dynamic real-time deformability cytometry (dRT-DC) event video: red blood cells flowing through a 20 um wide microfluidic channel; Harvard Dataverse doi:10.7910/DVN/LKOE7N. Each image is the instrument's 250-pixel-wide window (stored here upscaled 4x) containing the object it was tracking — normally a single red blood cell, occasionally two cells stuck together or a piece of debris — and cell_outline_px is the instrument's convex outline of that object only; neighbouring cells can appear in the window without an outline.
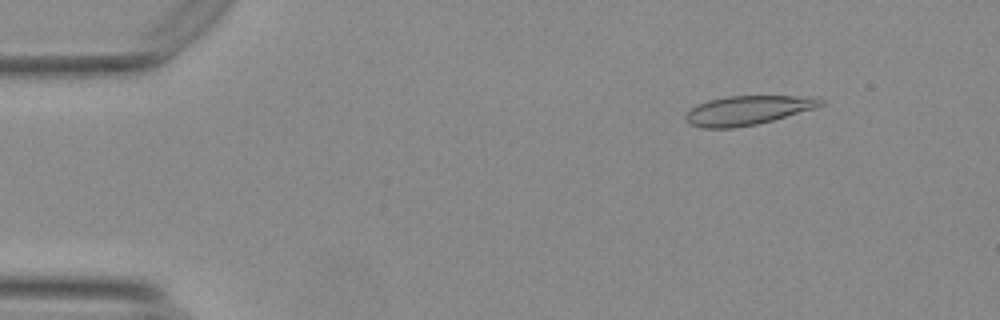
{"species": "Egyptian fruit bat (a non-hibernating species)", "species_latin": "Rousettus aegyptiacus", "temperature_condition": "warm", "stored_images_in_passage": 13, "camera_frame_rate_fps": 3000, "um_per_image_px": 0.085, "animal": {"sex": "female"}, "frame": {"image": 1, "passage_image": 7, "time_ms": 2.0, "image_size_px": [1000, 320], "cell_outline_px": [[824, 104], [812, 108], [772, 120], [756, 124], [732, 128], [704, 128], [692, 124], [684, 116], [696, 104], [708, 100], [728, 96], [816, 96], [824, 100]], "centroid_in_image_um": [63.55, 9.36], "position_along_channel_um": 21.4, "area_um2": 22.6}}